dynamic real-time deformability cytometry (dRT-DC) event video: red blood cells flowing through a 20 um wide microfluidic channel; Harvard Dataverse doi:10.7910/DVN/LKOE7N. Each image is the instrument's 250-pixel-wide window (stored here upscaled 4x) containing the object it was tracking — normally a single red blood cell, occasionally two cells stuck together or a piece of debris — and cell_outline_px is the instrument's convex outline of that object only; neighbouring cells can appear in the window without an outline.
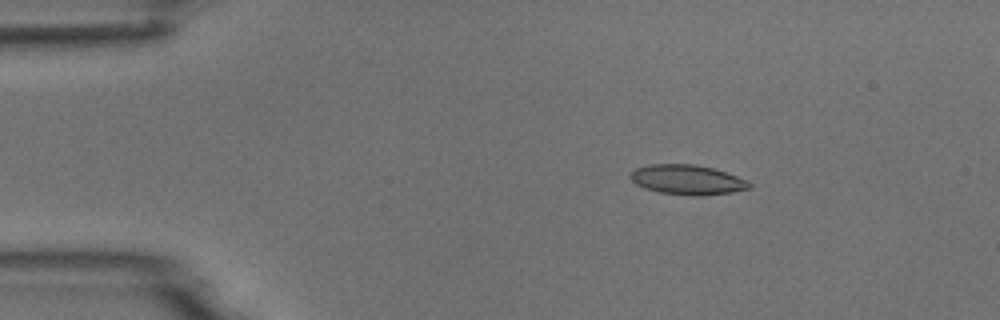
{"species": "common noctule bat (a hibernating species)", "species_latin": "Nyctalus noctula", "temperature_condition": "room temperature", "stored_images_in_passage": 4, "camera_frame_rate_fps": 3000, "um_per_image_px": 0.085, "animal": {"sex": "male", "body_mass_g": 18.8}, "frame": {"image": 1, "passage_image": 2, "time_ms": 1.0, "image_size_px": [1000, 320], "cell_outline_px": [[752, 188], [732, 192], [704, 196], [692, 196], [660, 192], [644, 188], [636, 184], [628, 176], [636, 168], [652, 164], [692, 164], [712, 168], [748, 180], [752, 184]], "centroid_in_image_um": [58.44, 15.29], "position_along_channel_um": 26.6, "area_um2": 20.63}}